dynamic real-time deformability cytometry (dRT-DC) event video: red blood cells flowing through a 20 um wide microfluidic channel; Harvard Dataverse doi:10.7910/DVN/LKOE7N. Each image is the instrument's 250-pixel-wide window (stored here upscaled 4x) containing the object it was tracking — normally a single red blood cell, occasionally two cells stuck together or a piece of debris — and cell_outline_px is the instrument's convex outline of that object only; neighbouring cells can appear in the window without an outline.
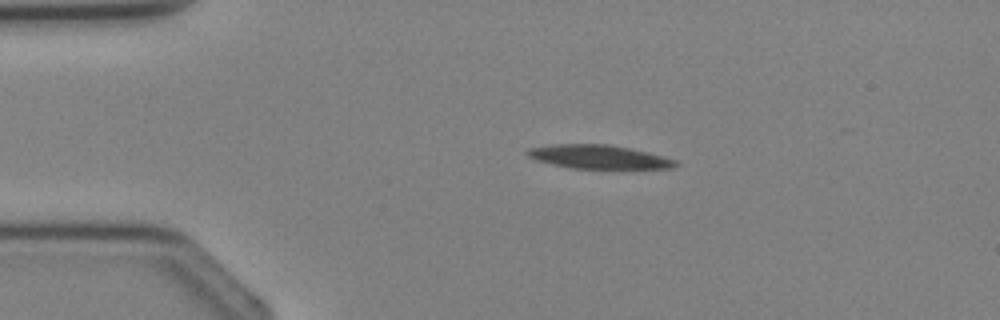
{"species": "Egyptian fruit bat (a non-hibernating species)", "species_latin": "Rousettus aegyptiacus", "temperature_condition": "cold", "stored_images_in_passage": 2, "camera_frame_rate_fps": 3000, "um_per_image_px": 0.085, "animal": {"sex": "female"}, "frame": {"image": 1, "passage_image": 2, "time_ms": 1.333, "image_size_px": [1000, 320], "cell_outline_px": [[680, 164], [672, 168], [572, 168], [552, 164], [536, 160], [528, 156], [524, 152], [528, 148], [556, 144], [608, 144], [648, 152], [664, 156], [676, 160]], "centroid_in_image_um": [50.89, 13.33], "position_along_channel_um": 34.1, "area_um2": 20.35}}